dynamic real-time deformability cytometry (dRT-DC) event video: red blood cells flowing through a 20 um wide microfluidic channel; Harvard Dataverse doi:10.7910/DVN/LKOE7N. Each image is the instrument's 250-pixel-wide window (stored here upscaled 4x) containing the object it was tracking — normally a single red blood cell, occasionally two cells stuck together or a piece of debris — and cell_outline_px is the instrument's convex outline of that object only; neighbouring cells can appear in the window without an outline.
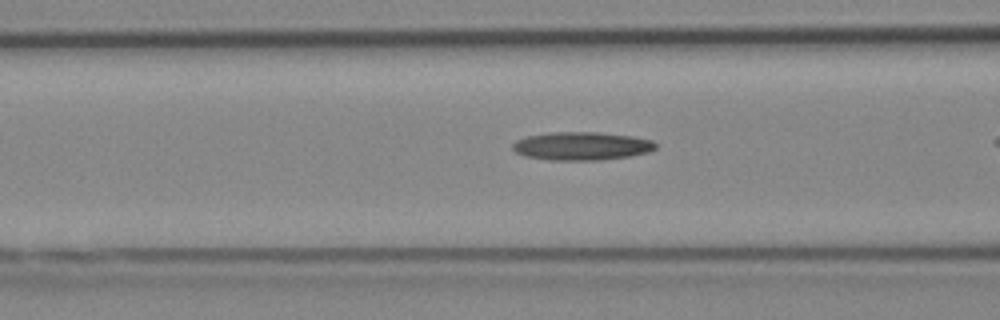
{"species": "Egyptian fruit bat (a non-hibernating species)", "species_latin": "Rousettus aegyptiacus", "temperature_condition": "cold", "stored_images_in_passage": 36, "camera_frame_rate_fps": 3000, "um_per_image_px": 0.085, "animal": {"sex": "female"}, "frame": {"image": 1, "passage_image": 16, "time_ms": 5.0, "image_size_px": [1000, 320], "cell_outline_px": [[656, 148], [648, 152], [628, 156], [600, 160], [548, 160], [524, 156], [516, 152], [512, 148], [512, 144], [516, 140], [528, 136], [552, 132], [596, 132], [632, 136], [652, 140], [656, 144]], "centroid_in_image_um": [49.42, 12.41], "position_along_channel_um": 117.2, "area_um2": 23.47}}
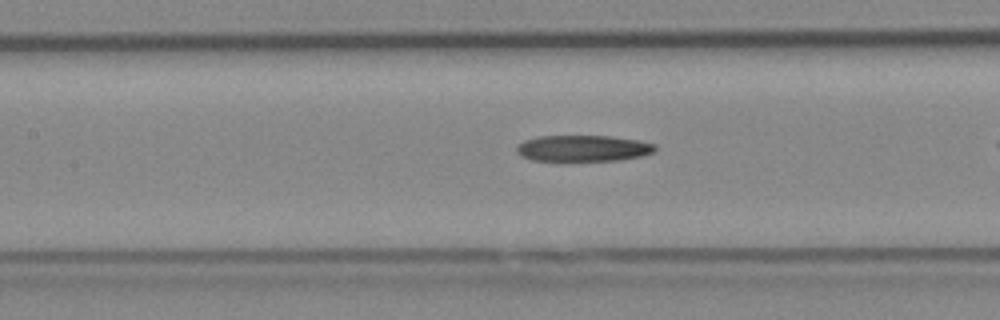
{"frame": {"image": 2, "passage_image": 19, "time_ms": 6.0, "image_size_px": [1000, 320], "cell_outline_px": [[656, 148], [652, 152], [640, 156], [620, 160], [532, 160], [520, 156], [516, 152], [516, 148], [524, 140], [536, 136], [612, 136], [640, 140], [656, 144]], "centroid_in_image_um": [49.56, 12.59], "position_along_channel_um": 157.8, "area_um2": 21.1}}
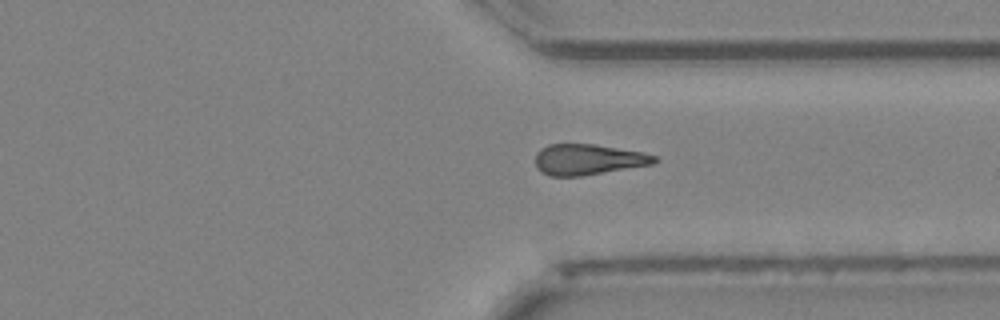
{"frame": {"image": 3, "passage_image": 34, "time_ms": 11.0, "image_size_px": [1000, 320], "cell_outline_px": [[660, 160], [652, 164], [580, 176], [548, 176], [540, 172], [536, 168], [536, 152], [540, 148], [548, 144], [592, 144], [640, 152], [656, 156]], "centroid_in_image_um": [49.93, 13.56], "position_along_channel_um": 361.5, "area_um2": 21.21}}